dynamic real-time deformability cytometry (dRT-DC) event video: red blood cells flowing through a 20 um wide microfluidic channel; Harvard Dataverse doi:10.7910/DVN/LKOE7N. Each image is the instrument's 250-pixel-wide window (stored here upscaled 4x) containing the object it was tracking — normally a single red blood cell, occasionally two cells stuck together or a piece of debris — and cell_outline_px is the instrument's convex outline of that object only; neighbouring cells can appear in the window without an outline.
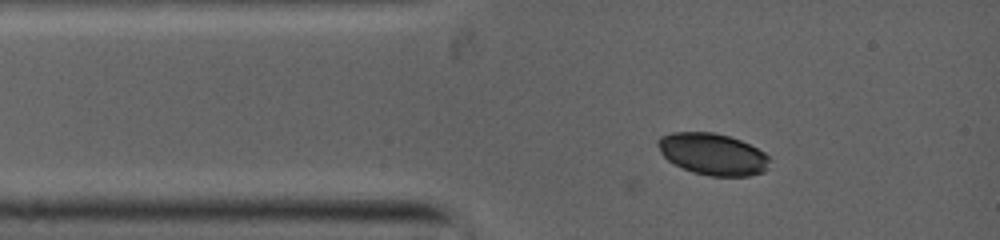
{"species": "common noctule bat (a hibernating species)", "species_latin": "Nyctalus noctula", "temperature_condition": "warm", "stored_images_in_passage": 12, "camera_frame_rate_fps": 5000, "um_per_image_px": 0.085, "animal": {"sex": "female", "body_mass_g": 19.0, "forearm_length_mm": 53.3}, "frame": {"image": 1, "passage_image": 1, "time_ms": 0.0, "image_size_px": [1000, 240], "cell_outline_px": [[768, 168], [764, 172], [748, 176], [708, 176], [692, 172], [668, 160], [660, 152], [656, 144], [656, 140], [660, 136], [672, 132], [712, 132], [728, 136], [740, 140], [764, 152], [768, 156]], "centroid_in_image_um": [60.55, 13.1], "position_along_channel_um": 24.4, "area_um2": 27.11}}
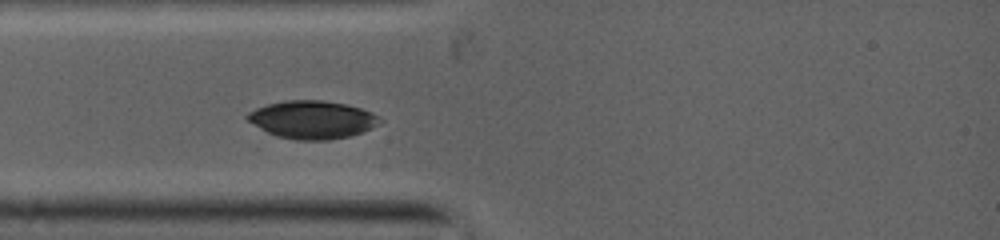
{"frame": {"image": 2, "passage_image": 10, "time_ms": 1.2, "image_size_px": [1000, 240], "cell_outline_px": [[380, 120], [372, 128], [348, 136], [328, 140], [296, 140], [276, 136], [268, 132], [248, 120], [244, 116], [248, 112], [256, 108], [268, 104], [284, 100], [320, 100], [344, 104], [360, 108], [372, 112]], "centroid_in_image_um": [26.5, 10.17], "position_along_channel_um": 58.5, "area_um2": 28.84}}